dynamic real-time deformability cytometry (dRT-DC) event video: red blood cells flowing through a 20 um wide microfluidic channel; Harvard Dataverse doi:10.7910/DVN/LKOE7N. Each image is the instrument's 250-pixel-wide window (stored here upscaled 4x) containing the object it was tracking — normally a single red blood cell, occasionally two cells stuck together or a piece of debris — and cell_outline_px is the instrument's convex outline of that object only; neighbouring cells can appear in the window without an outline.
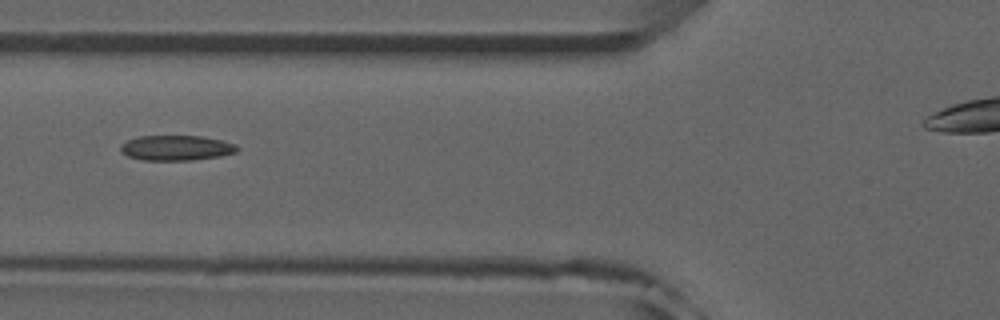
{"species": "common noctule bat (a hibernating species)", "species_latin": "Nyctalus noctula", "temperature_condition": "room temperature", "stored_images_in_passage": 33, "camera_frame_rate_fps": 3000, "um_per_image_px": 0.085, "animal": {"sex": "male", "forearm_length_mm": 52.5}, "frame": {"image": 1, "passage_image": 6, "time_ms": 1.667, "image_size_px": [1000, 320], "cell_outline_px": [[240, 148], [236, 152], [220, 156], [192, 160], [144, 160], [128, 156], [120, 152], [120, 144], [136, 136], [200, 136], [220, 140], [236, 144]], "centroid_in_image_um": [14.96, 12.57], "position_along_channel_um": 110.8, "area_um2": 17.11}, "authors_computed_cell_mechanics": {"area_um2": 17.2244, "velocity_mm_per_s": 3.9665, "shape_relaxation_time_tau1_ms": null, "shape_relaxation_time_tau2_ms": 3.7336, "deformation_change_tau1": null, "deformation_change_tau2": 0.0772}}